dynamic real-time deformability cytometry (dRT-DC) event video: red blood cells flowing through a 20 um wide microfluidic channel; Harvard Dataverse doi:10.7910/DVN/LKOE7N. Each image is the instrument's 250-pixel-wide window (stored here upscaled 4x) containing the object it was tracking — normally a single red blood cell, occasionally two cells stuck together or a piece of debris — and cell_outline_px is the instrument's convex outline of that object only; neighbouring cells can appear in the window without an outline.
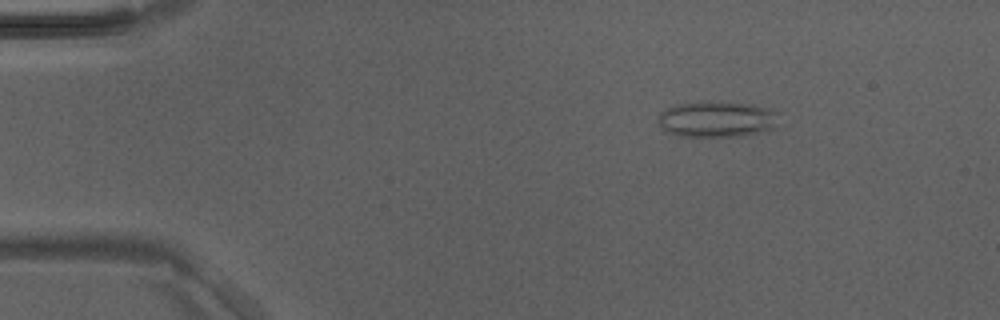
{"species": "Egyptian fruit bat (a non-hibernating species)", "species_latin": "Rousettus aegyptiacus", "temperature_condition": "room temperature", "stored_images_in_passage": 42, "camera_frame_rate_fps": 3000, "um_per_image_px": 0.085, "animal": {"sex": "male"}, "frame": {"image": 1, "passage_image": 2, "time_ms": 0.333, "image_size_px": [1000, 320], "cell_outline_px": [[780, 112], [768, 128], [760, 132], [744, 136], [676, 136], [664, 132], [656, 120], [660, 112], [664, 108], [676, 104], [700, 100], [720, 100], [768, 108]], "centroid_in_image_um": [60.78, 10.1], "position_along_channel_um": 24.2, "area_um2": 25.66}}
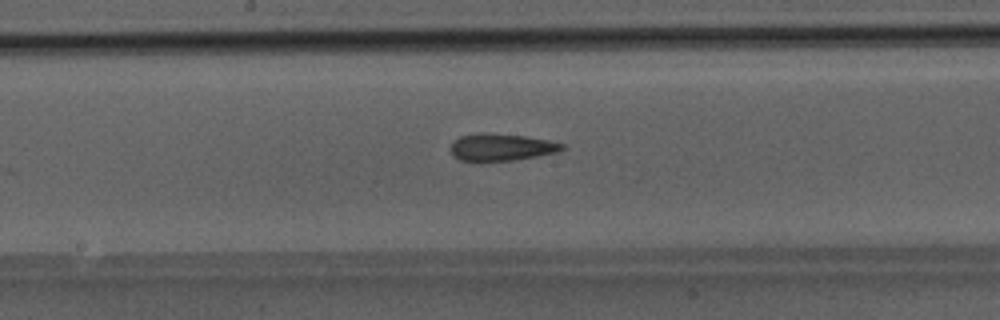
{"frame": {"image": 2, "passage_image": 20, "time_ms": 6.333, "image_size_px": [1000, 320], "cell_outline_px": [[568, 148], [556, 152], [536, 156], [512, 160], [480, 164], [460, 160], [452, 156], [452, 144], [460, 136], [480, 132], [484, 132], [524, 136], [548, 140], [564, 144]], "centroid_in_image_um": [42.58, 12.54], "position_along_channel_um": 205.6, "area_um2": 18.09}}
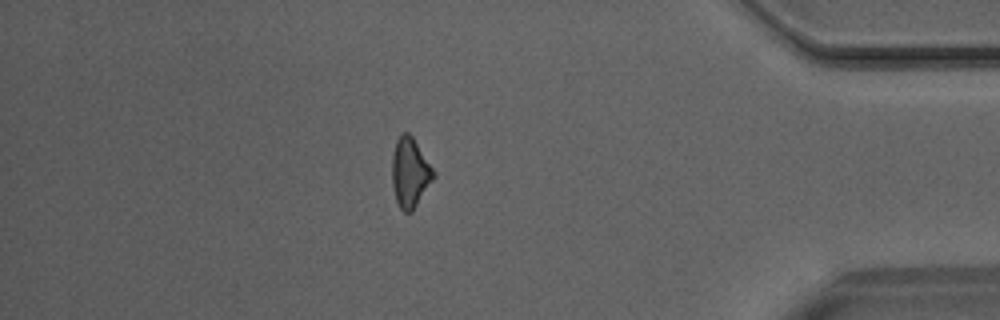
{"frame": {"image": 3, "passage_image": 36, "time_ms": 11.667, "image_size_px": [1000, 320], "cell_outline_px": [[436, 176], [412, 212], [404, 212], [400, 208], [396, 200], [392, 184], [392, 156], [396, 140], [400, 132], [408, 132], [412, 136], [436, 172]], "centroid_in_image_um": [34.86, 14.66], "position_along_channel_um": 400.3, "area_um2": 16.99}}